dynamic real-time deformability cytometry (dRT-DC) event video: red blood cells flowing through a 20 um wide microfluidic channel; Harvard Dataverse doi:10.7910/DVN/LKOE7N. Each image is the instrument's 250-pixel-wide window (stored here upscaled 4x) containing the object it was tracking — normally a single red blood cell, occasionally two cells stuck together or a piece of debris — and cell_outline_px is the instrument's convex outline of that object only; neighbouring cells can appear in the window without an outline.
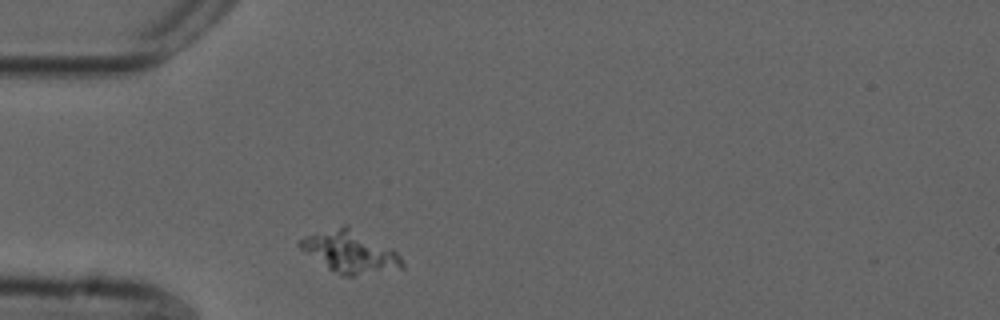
{"species": "common noctule bat (a hibernating species)", "species_latin": "Nyctalus noctula", "temperature_condition": "cold", "stored_images_in_passage": 42, "camera_frame_rate_fps": 3000, "um_per_image_px": 0.085, "animal": {"sex": "male", "forearm_length_mm": 52.5}, "frame": {"image": 1, "passage_image": 1, "time_ms": 0.0, "image_size_px": [1000, 320], "cell_outline_px": [[404, 268], [352, 276], [344, 276], [328, 268], [300, 248], [296, 244], [304, 236], [344, 224], [348, 224], [392, 248], [400, 256], [404, 264]], "centroid_in_image_um": [29.78, 21.38], "position_along_channel_um": 55.2, "area_um2": 24.97}}
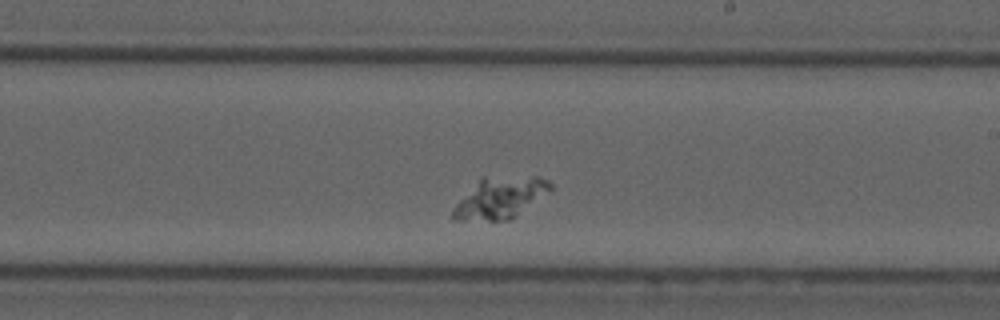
{"frame": {"image": 2, "passage_image": 18, "time_ms": 5.667, "image_size_px": [1000, 320], "cell_outline_px": [[556, 188], [516, 216], [508, 220], [452, 220], [452, 212], [456, 204], [480, 176], [536, 176], [548, 180]], "centroid_in_image_um": [42.55, 16.78], "position_along_channel_um": 246.4, "area_um2": 23.76}}
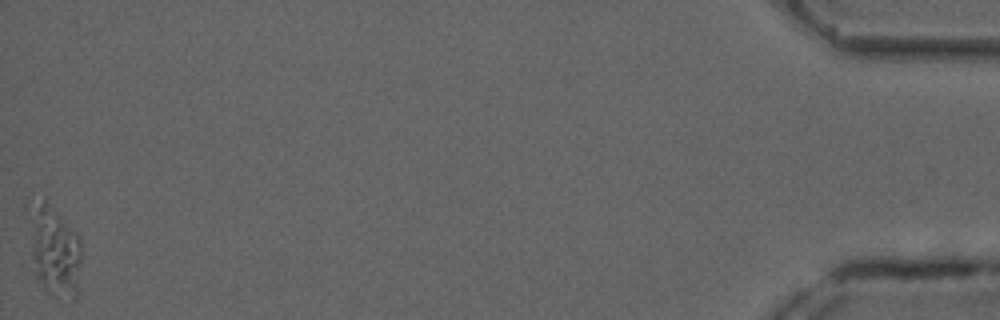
{"frame": {"image": 3, "passage_image": 42, "time_ms": 13.667, "image_size_px": [1000, 320], "cell_outline_px": [[80, 264], [76, 296], [52, 296], [44, 292], [32, 272], [32, 208], [44, 196], [80, 236]], "centroid_in_image_um": [4.64, 21.35], "position_along_channel_um": 430.6, "area_um2": 27.17}}